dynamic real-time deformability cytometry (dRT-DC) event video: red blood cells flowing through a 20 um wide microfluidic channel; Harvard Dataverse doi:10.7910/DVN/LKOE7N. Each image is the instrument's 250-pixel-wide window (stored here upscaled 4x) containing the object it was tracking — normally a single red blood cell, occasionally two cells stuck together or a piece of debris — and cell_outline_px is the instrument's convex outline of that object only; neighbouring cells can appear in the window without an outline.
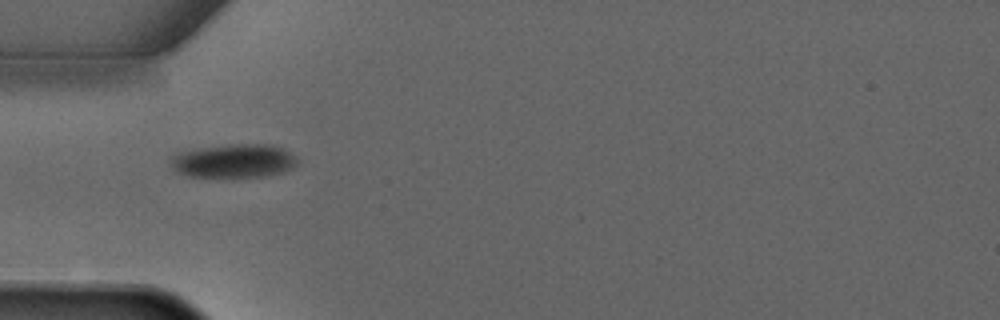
{"species": "common noctule bat (a hibernating species)", "species_latin": "Nyctalus noctula", "temperature_condition": "warm", "stored_images_in_passage": 1, "camera_frame_rate_fps": 3000, "um_per_image_px": 0.085, "animal": {"sex": "male", "forearm_length_mm": 52.5}, "frame": {"image": 1, "passage_image": 1, "time_ms": 0.0, "image_size_px": [1000, 320], "cell_outline_px": [[296, 164], [292, 168], [284, 172], [260, 176], [188, 176], [172, 168], [168, 160], [168, 156], [176, 152], [196, 148], [228, 144], [272, 144], [296, 156]], "centroid_in_image_um": [19.8, 13.65], "position_along_channel_um": 65.2, "area_um2": 24.85}}